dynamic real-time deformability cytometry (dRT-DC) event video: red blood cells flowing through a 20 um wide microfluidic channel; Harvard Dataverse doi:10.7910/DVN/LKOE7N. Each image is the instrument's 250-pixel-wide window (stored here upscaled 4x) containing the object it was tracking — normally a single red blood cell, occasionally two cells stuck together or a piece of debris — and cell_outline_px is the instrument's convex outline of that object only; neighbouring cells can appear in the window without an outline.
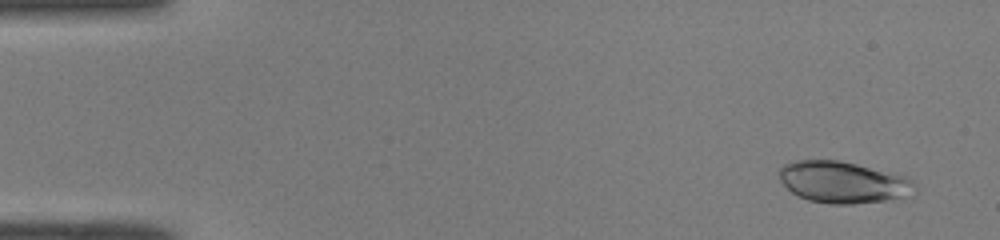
{"species": "common noctule bat (a hibernating species)", "species_latin": "Nyctalus noctula", "temperature_condition": "room temperature", "stored_images_in_passage": 48, "camera_frame_rate_fps": 3000, "um_per_image_px": 0.085, "animal": {"sex": "male", "body_mass_g": 19.0, "forearm_length_mm": 50.8}, "frame": {"image": 1, "passage_image": 2, "time_ms": 0.333, "image_size_px": [1000, 240], "cell_outline_px": [[916, 188], [900, 196], [884, 200], [852, 204], [832, 204], [808, 200], [792, 192], [780, 180], [780, 168], [784, 164], [796, 160], [840, 160], [896, 172], [908, 176], [916, 184]], "centroid_in_image_um": [71.66, 15.46], "position_along_channel_um": 13.3, "area_um2": 32.71}}